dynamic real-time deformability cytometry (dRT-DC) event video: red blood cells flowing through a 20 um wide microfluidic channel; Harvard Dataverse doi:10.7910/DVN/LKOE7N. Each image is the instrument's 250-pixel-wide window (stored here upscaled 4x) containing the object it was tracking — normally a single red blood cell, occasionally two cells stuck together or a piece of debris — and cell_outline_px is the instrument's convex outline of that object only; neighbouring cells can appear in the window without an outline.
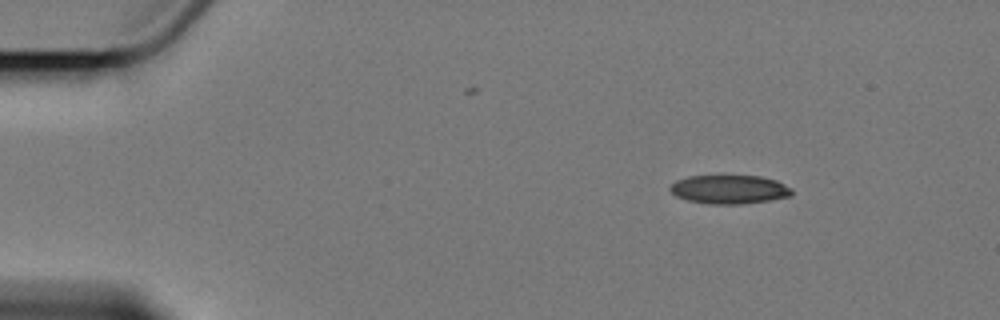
{"species": "Egyptian fruit bat (a non-hibernating species)", "species_latin": "Rousettus aegyptiacus", "temperature_condition": "cold", "stored_images_in_passage": 3, "camera_frame_rate_fps": 3000, "um_per_image_px": 0.085, "animal": {"sex": "female"}, "frame": {"image": 1, "passage_image": 1, "time_ms": 0.0, "image_size_px": [1000, 320], "cell_outline_px": [[792, 196], [768, 200], [740, 204], [712, 204], [688, 200], [676, 196], [668, 188], [676, 180], [688, 176], [760, 176], [776, 180], [792, 188]], "centroid_in_image_um": [62.0, 16.09], "position_along_channel_um": 23.0, "area_um2": 20.29}}